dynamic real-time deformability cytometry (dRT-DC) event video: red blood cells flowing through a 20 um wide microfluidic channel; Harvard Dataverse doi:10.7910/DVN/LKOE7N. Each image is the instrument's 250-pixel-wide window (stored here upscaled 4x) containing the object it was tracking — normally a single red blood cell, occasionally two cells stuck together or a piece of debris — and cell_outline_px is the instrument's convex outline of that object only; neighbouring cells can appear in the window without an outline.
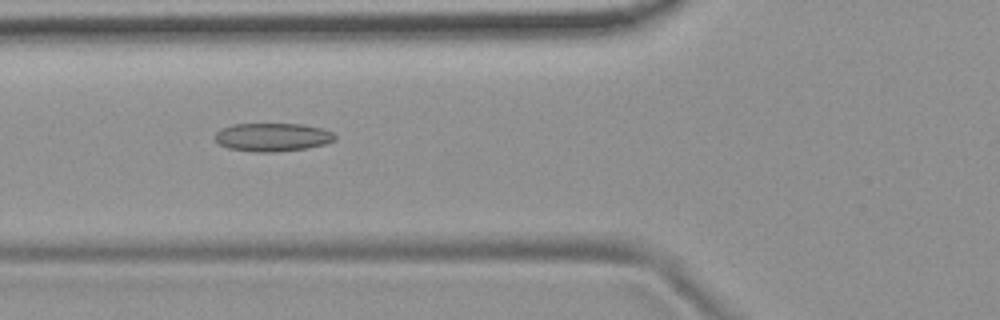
{"species": "common noctule bat (a hibernating species)", "species_latin": "Nyctalus noctula", "temperature_condition": "room temperature", "stored_images_in_passage": 52, "camera_frame_rate_fps": 3000, "um_per_image_px": 0.085, "animal": {"sex": "female", "body_mass_g": 19.9}, "frame": {"image": 1, "passage_image": 20, "time_ms": 6.333, "image_size_px": [1000, 320], "cell_outline_px": [[336, 140], [324, 144], [304, 148], [272, 152], [256, 152], [228, 148], [220, 144], [216, 140], [216, 132], [220, 128], [232, 124], [300, 124], [324, 128], [332, 132], [336, 136]], "centroid_in_image_um": [23.17, 11.65], "position_along_channel_um": 102.6, "area_um2": 19.71}}
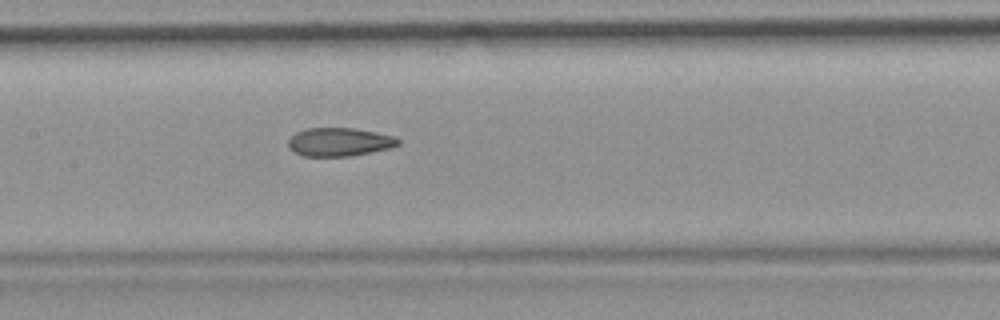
{"frame": {"image": 2, "passage_image": 26, "time_ms": 8.333, "image_size_px": [1000, 320], "cell_outline_px": [[400, 144], [388, 148], [348, 156], [304, 156], [292, 152], [288, 148], [288, 140], [296, 132], [308, 128], [352, 128], [376, 132], [396, 136], [400, 140]], "centroid_in_image_um": [28.81, 12.06], "position_along_channel_um": 178.6, "area_um2": 18.15}}
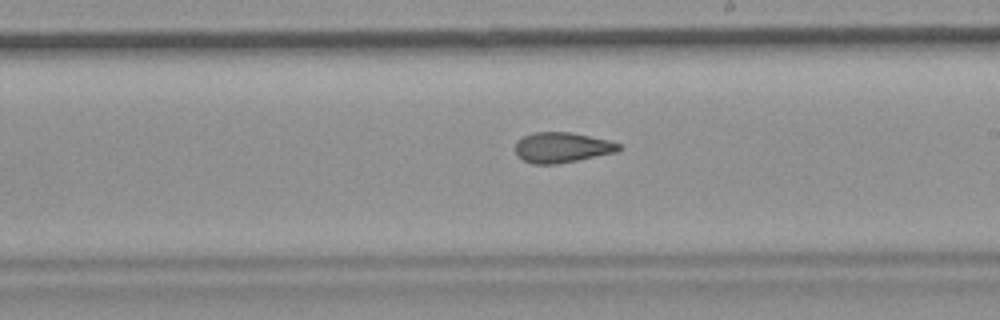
{"frame": {"image": 3, "passage_image": 31, "time_ms": 10.0, "image_size_px": [1000, 320], "cell_outline_px": [[624, 148], [616, 152], [556, 164], [532, 164], [524, 160], [516, 152], [516, 140], [532, 132], [572, 132], [608, 140], [620, 144]], "centroid_in_image_um": [47.78, 12.52], "position_along_channel_um": 241.2, "area_um2": 18.21}}